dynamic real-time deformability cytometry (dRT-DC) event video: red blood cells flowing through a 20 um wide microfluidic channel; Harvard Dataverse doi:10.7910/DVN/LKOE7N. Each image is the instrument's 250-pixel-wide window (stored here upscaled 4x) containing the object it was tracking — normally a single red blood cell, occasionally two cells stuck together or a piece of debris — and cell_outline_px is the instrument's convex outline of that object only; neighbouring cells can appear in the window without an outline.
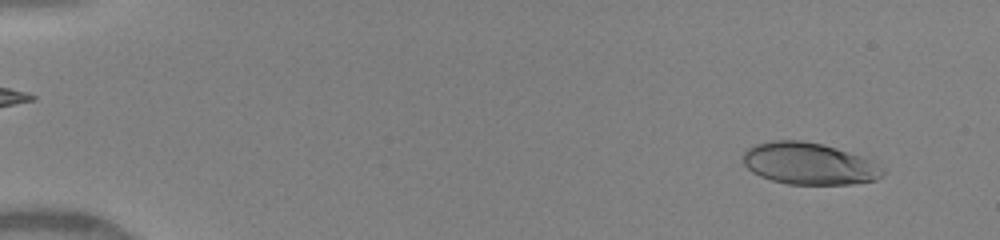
{"species": "human", "species_latin": "Homo sapiens", "temperature_condition": "warm", "stored_images_in_passage": 24, "camera_frame_rate_fps": 3000, "um_per_image_px": 0.085, "donor": {"sex": "female"}, "frame": {"image": 1, "passage_image": 3, "time_ms": 0.667, "image_size_px": [1000, 240], "cell_outline_px": [[884, 172], [876, 180], [852, 184], [788, 184], [772, 180], [760, 176], [752, 172], [744, 164], [744, 152], [748, 148], [756, 144], [772, 140], [800, 140], [824, 144], [864, 156], [872, 160], [884, 168]], "centroid_in_image_um": [68.8, 13.9], "position_along_channel_um": 16.2, "area_um2": 34.22}}
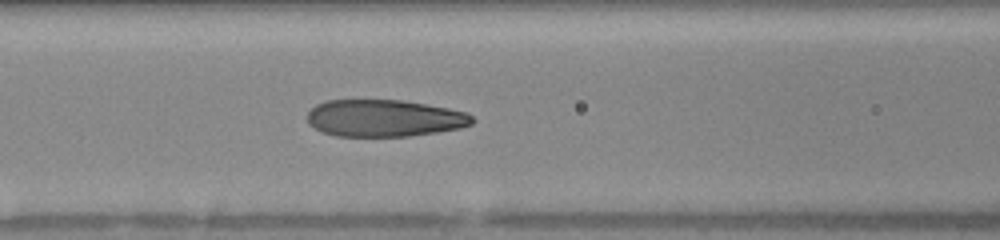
{"frame": {"image": 2, "passage_image": 18, "time_ms": 6.667, "image_size_px": [1000, 240], "cell_outline_px": [[476, 120], [472, 124], [460, 128], [436, 132], [408, 136], [336, 136], [324, 132], [308, 124], [308, 112], [316, 104], [328, 100], [404, 100], [448, 108], [468, 112]], "centroid_in_image_um": [32.69, 10.04], "position_along_channel_um": 133.9, "area_um2": 35.6}}
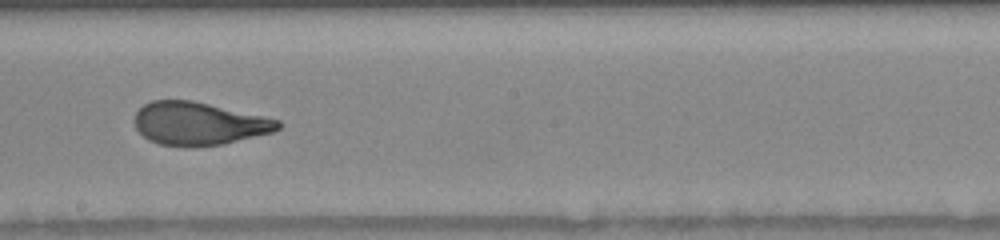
{"frame": {"image": 3, "passage_image": 23, "time_ms": 9.0, "image_size_px": [1000, 240], "cell_outline_px": [[284, 124], [280, 128], [272, 132], [224, 144], [196, 148], [160, 144], [148, 140], [136, 128], [132, 120], [136, 112], [144, 104], [152, 100], [192, 100], [280, 120]], "centroid_in_image_um": [16.88, 10.52], "position_along_channel_um": 231.3, "area_um2": 36.18}}